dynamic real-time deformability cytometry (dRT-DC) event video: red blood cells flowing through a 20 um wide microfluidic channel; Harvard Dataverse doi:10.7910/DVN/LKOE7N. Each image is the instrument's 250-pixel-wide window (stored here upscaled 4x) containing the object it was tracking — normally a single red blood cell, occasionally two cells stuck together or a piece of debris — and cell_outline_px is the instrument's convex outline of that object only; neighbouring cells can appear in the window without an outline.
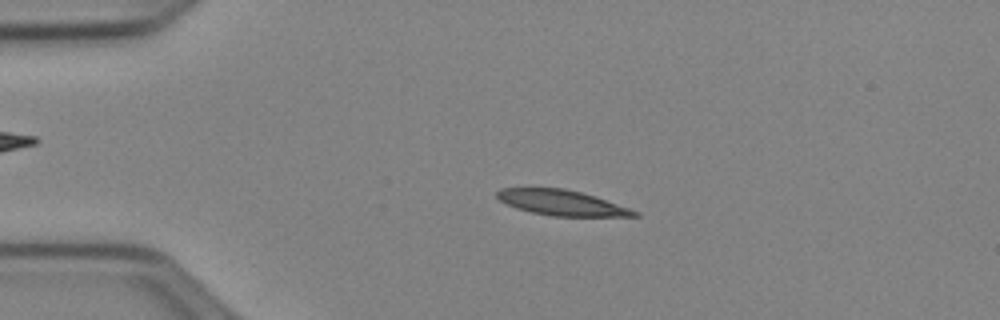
{"species": "Egyptian fruit bat (a non-hibernating species)", "species_latin": "Rousettus aegyptiacus", "temperature_condition": "cold", "stored_images_in_passage": 51, "camera_frame_rate_fps": 3000, "um_per_image_px": 0.085, "animal": {"sex": "female"}, "frame": {"image": 1, "passage_image": 11, "time_ms": 3.333, "image_size_px": [1000, 320], "cell_outline_px": [[640, 216], [552, 216], [532, 212], [516, 208], [500, 200], [496, 196], [496, 192], [500, 188], [564, 188], [580, 192], [640, 212]], "centroid_in_image_um": [47.7, 17.23], "position_along_channel_um": 37.3, "area_um2": 19.88}}
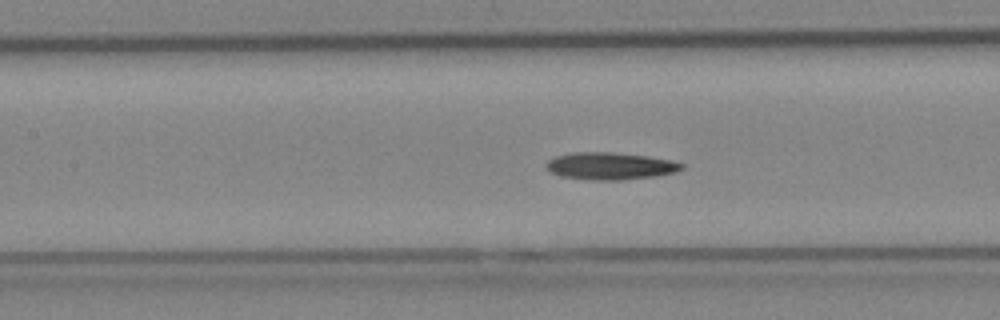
{"frame": {"image": 2, "passage_image": 23, "time_ms": 7.333, "image_size_px": [1000, 320], "cell_outline_px": [[684, 168], [676, 172], [656, 176], [620, 180], [592, 180], [560, 176], [552, 172], [544, 164], [548, 160], [556, 156], [572, 152], [612, 152], [648, 156], [672, 160], [684, 164]], "centroid_in_image_um": [51.89, 14.1], "position_along_channel_um": 155.5, "area_um2": 21.56}}
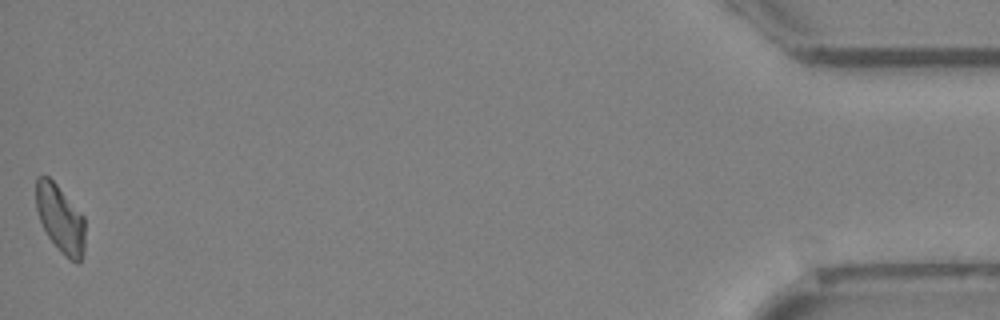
{"frame": {"image": 3, "passage_image": 51, "time_ms": 16.667, "image_size_px": [1000, 320], "cell_outline_px": [[84, 248], [80, 264], [76, 264], [68, 260], [64, 256], [48, 236], [40, 220], [36, 208], [36, 176], [48, 176], [56, 184], [84, 216]], "centroid_in_image_um": [5.13, 18.63], "position_along_channel_um": 430.1, "area_um2": 19.31}}